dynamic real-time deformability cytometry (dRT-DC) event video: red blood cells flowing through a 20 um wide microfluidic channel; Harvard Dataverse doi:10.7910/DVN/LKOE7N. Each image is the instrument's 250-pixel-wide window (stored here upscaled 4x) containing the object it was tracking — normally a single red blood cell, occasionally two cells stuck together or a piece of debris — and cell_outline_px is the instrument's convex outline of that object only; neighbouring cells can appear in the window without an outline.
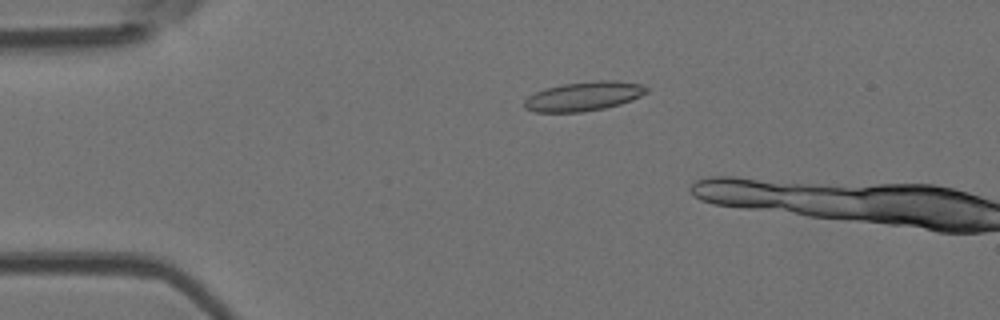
{"species": "Egyptian fruit bat (a non-hibernating species)", "species_latin": "Rousettus aegyptiacus", "temperature_condition": "room temperature", "stored_images_in_passage": 3, "camera_frame_rate_fps": 3000, "um_per_image_px": 0.085, "animal": {"sex": "female"}, "frame": {"image": 1, "passage_image": 2, "time_ms": 1.333, "image_size_px": [1000, 320], "cell_outline_px": [[648, 92], [632, 100], [620, 104], [604, 108], [580, 112], [536, 112], [524, 108], [524, 100], [528, 96], [544, 88], [564, 84], [596, 80], [612, 80], [640, 84], [648, 88]], "centroid_in_image_um": [49.6, 8.18], "position_along_channel_um": 35.4, "area_um2": 20.75}}